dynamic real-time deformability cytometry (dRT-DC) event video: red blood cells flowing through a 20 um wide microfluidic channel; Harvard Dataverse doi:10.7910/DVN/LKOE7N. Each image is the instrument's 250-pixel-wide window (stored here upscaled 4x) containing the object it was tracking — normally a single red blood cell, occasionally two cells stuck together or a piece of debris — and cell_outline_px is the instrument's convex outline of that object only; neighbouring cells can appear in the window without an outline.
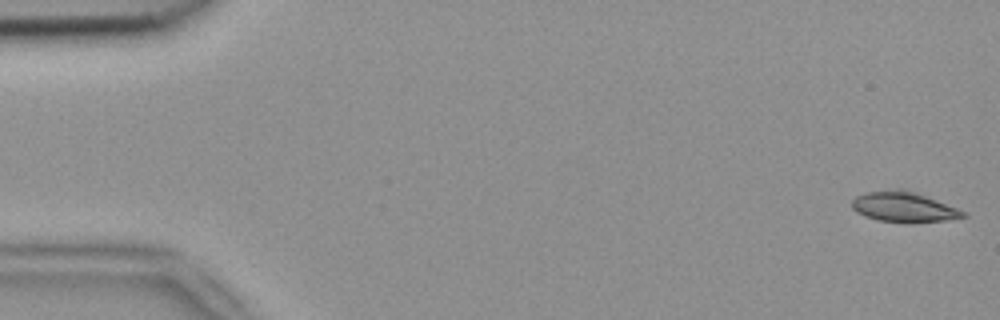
{"species": "common noctule bat (a hibernating species)", "species_latin": "Nyctalus noctula", "temperature_condition": "room temperature", "stored_images_in_passage": 4, "camera_frame_rate_fps": 3000, "um_per_image_px": 0.085, "animal": {"sex": "female", "body_mass_g": 18.4}, "frame": {"image": 1, "passage_image": 2, "time_ms": 0.333, "image_size_px": [1000, 320], "cell_outline_px": [[968, 216], [944, 220], [880, 220], [864, 216], [856, 212], [852, 208], [852, 200], [856, 196], [864, 192], [892, 188], [904, 188], [916, 192], [956, 208], [964, 212]], "centroid_in_image_um": [76.73, 17.52], "position_along_channel_um": 8.3, "area_um2": 18.9}}